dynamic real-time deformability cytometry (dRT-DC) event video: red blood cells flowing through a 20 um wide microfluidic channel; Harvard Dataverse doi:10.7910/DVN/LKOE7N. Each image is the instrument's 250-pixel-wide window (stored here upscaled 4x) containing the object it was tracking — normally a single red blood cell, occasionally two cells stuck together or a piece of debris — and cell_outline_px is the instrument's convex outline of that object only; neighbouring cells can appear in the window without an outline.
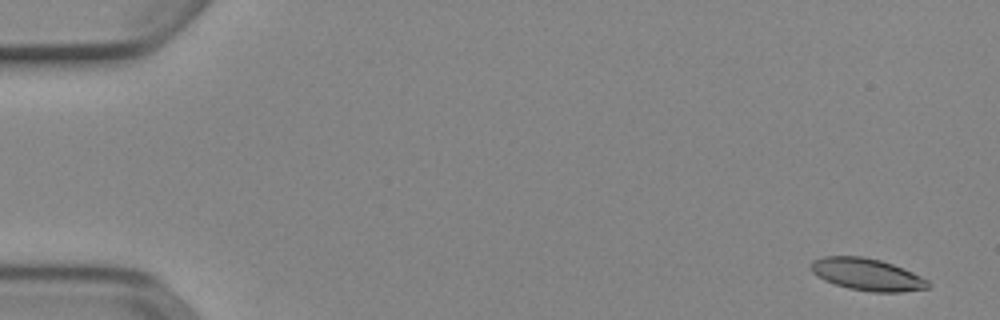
{"species": "Egyptian fruit bat (a non-hibernating species)", "species_latin": "Rousettus aegyptiacus", "temperature_condition": "cold", "stored_images_in_passage": 53, "camera_frame_rate_fps": 3000, "um_per_image_px": 0.085, "animal": {"sex": "female"}, "frame": {"image": 1, "passage_image": 3, "time_ms": 0.667, "image_size_px": [1000, 320], "cell_outline_px": [[932, 284], [928, 288], [900, 292], [872, 292], [848, 288], [824, 280], [816, 276], [812, 272], [812, 260], [824, 256], [864, 256], [880, 260], [904, 268], [928, 280]], "centroid_in_image_um": [73.71, 23.32], "position_along_channel_um": 11.3, "area_um2": 21.91}}
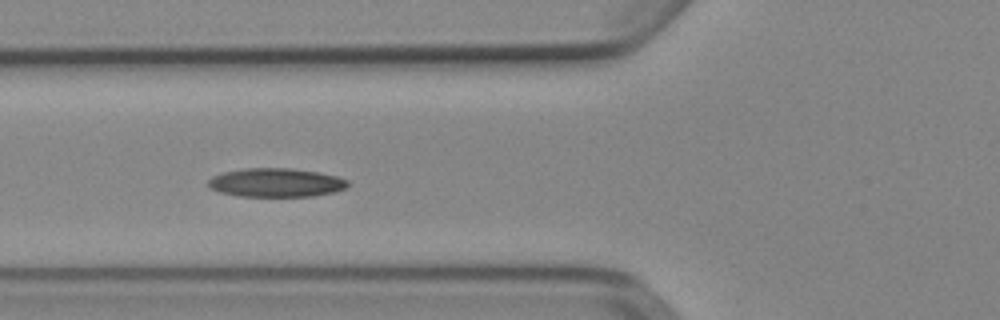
{"frame": {"image": 2, "passage_image": 21, "time_ms": 6.667, "image_size_px": [1000, 320], "cell_outline_px": [[348, 188], [336, 192], [312, 196], [240, 196], [220, 192], [208, 188], [208, 180], [212, 176], [224, 172], [244, 168], [288, 168], [320, 172], [336, 176], [348, 180]], "centroid_in_image_um": [23.47, 15.52], "position_along_channel_um": 102.3, "area_um2": 23.52}}
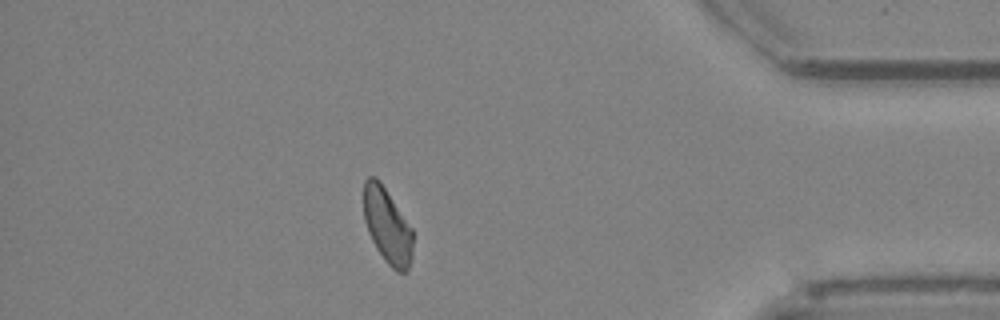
{"frame": {"image": 3, "passage_image": 47, "time_ms": 15.333, "image_size_px": [1000, 320], "cell_outline_px": [[412, 256], [408, 268], [404, 272], [396, 272], [384, 260], [376, 248], [368, 232], [364, 220], [364, 180], [368, 176], [376, 176], [380, 180], [412, 228]], "centroid_in_image_um": [32.91, 19.17], "position_along_channel_um": 402.3, "area_um2": 21.62}, "authors_computed_cell_mechanics": {"area_um2": 22.3686, "velocity_mm_per_s": 3.8833, "shape_relaxation_time_tau1_ms": 8.8868, "shape_relaxation_time_tau2_ms": 7.8192, "deformation_change_tau1": 0.1793, "deformation_change_tau2": 0.1527}}